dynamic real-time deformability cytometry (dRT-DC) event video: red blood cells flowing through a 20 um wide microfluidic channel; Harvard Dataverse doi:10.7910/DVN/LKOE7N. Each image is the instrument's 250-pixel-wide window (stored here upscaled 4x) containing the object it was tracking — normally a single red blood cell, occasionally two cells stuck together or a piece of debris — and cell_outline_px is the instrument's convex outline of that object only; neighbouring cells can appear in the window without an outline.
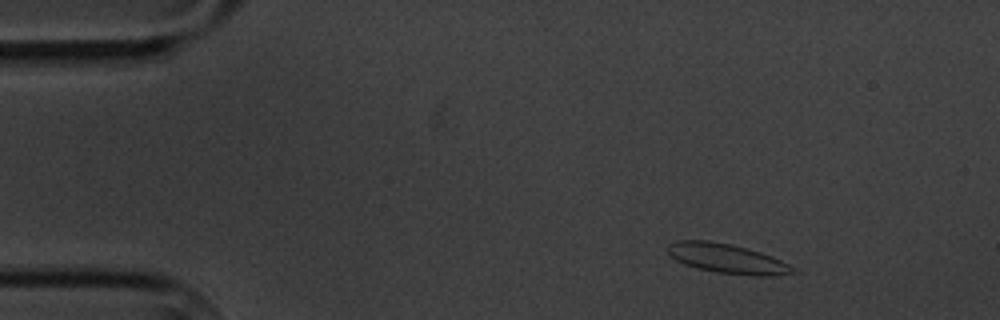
{"species": "common noctule bat (a hibernating species)", "species_latin": "Nyctalus noctula", "temperature_condition": "cold", "stored_images_in_passage": 5, "camera_frame_rate_fps": 3000, "um_per_image_px": 0.085, "animal": {"sex": "male", "body_mass_g": 20.1, "forearm_length_mm": 53.5}, "frame": {"image": 1, "passage_image": 2, "time_ms": 1.333, "image_size_px": [1000, 320], "cell_outline_px": [[796, 272], [772, 276], [752, 276], [716, 272], [696, 268], [684, 264], [676, 260], [668, 252], [668, 244], [676, 240], [708, 240], [732, 244], [760, 252], [780, 260], [796, 268]], "centroid_in_image_um": [61.79, 21.98], "position_along_channel_um": 23.2, "area_um2": 21.56}}